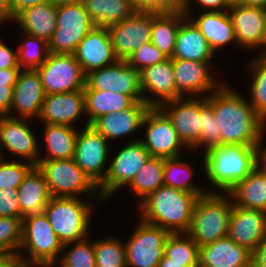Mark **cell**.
I'll use <instances>...</instances> for the list:
<instances>
[{
  "instance_id": "1",
  "label": "cell",
  "mask_w": 266,
  "mask_h": 267,
  "mask_svg": "<svg viewBox=\"0 0 266 267\" xmlns=\"http://www.w3.org/2000/svg\"><path fill=\"white\" fill-rule=\"evenodd\" d=\"M228 87L222 84L207 96V103L221 132V145H262L266 123L255 113L248 100Z\"/></svg>"
},
{
  "instance_id": "2",
  "label": "cell",
  "mask_w": 266,
  "mask_h": 267,
  "mask_svg": "<svg viewBox=\"0 0 266 267\" xmlns=\"http://www.w3.org/2000/svg\"><path fill=\"white\" fill-rule=\"evenodd\" d=\"M261 146L217 145L205 149L203 167L208 181L227 193L259 164Z\"/></svg>"
},
{
  "instance_id": "3",
  "label": "cell",
  "mask_w": 266,
  "mask_h": 267,
  "mask_svg": "<svg viewBox=\"0 0 266 267\" xmlns=\"http://www.w3.org/2000/svg\"><path fill=\"white\" fill-rule=\"evenodd\" d=\"M198 198L194 193L161 186L140 202L142 220L170 233H186Z\"/></svg>"
},
{
  "instance_id": "4",
  "label": "cell",
  "mask_w": 266,
  "mask_h": 267,
  "mask_svg": "<svg viewBox=\"0 0 266 267\" xmlns=\"http://www.w3.org/2000/svg\"><path fill=\"white\" fill-rule=\"evenodd\" d=\"M232 207L227 193L225 196V193L212 191L200 196L186 233L199 247L228 236Z\"/></svg>"
},
{
  "instance_id": "5",
  "label": "cell",
  "mask_w": 266,
  "mask_h": 267,
  "mask_svg": "<svg viewBox=\"0 0 266 267\" xmlns=\"http://www.w3.org/2000/svg\"><path fill=\"white\" fill-rule=\"evenodd\" d=\"M70 197H51L44 209L55 234L63 244V249L89 235L91 204Z\"/></svg>"
},
{
  "instance_id": "6",
  "label": "cell",
  "mask_w": 266,
  "mask_h": 267,
  "mask_svg": "<svg viewBox=\"0 0 266 267\" xmlns=\"http://www.w3.org/2000/svg\"><path fill=\"white\" fill-rule=\"evenodd\" d=\"M29 250L28 259L19 253L17 260L38 264L55 265L58 255L63 250V244L55 234L45 213L30 214L22 219V241L20 250Z\"/></svg>"
},
{
  "instance_id": "7",
  "label": "cell",
  "mask_w": 266,
  "mask_h": 267,
  "mask_svg": "<svg viewBox=\"0 0 266 267\" xmlns=\"http://www.w3.org/2000/svg\"><path fill=\"white\" fill-rule=\"evenodd\" d=\"M36 166L45 177L51 197L77 198V194L87 192L90 197L99 194L97 197L101 198L98 186L74 159L39 161Z\"/></svg>"
},
{
  "instance_id": "8",
  "label": "cell",
  "mask_w": 266,
  "mask_h": 267,
  "mask_svg": "<svg viewBox=\"0 0 266 267\" xmlns=\"http://www.w3.org/2000/svg\"><path fill=\"white\" fill-rule=\"evenodd\" d=\"M56 25L48 41L50 53L73 54L82 39L94 28L81 2L57 5Z\"/></svg>"
},
{
  "instance_id": "9",
  "label": "cell",
  "mask_w": 266,
  "mask_h": 267,
  "mask_svg": "<svg viewBox=\"0 0 266 267\" xmlns=\"http://www.w3.org/2000/svg\"><path fill=\"white\" fill-rule=\"evenodd\" d=\"M36 70L40 74L46 95L85 88L86 75L74 54L50 53L46 62Z\"/></svg>"
},
{
  "instance_id": "10",
  "label": "cell",
  "mask_w": 266,
  "mask_h": 267,
  "mask_svg": "<svg viewBox=\"0 0 266 267\" xmlns=\"http://www.w3.org/2000/svg\"><path fill=\"white\" fill-rule=\"evenodd\" d=\"M134 230L125 243L127 267H158L170 232L143 220Z\"/></svg>"
},
{
  "instance_id": "11",
  "label": "cell",
  "mask_w": 266,
  "mask_h": 267,
  "mask_svg": "<svg viewBox=\"0 0 266 267\" xmlns=\"http://www.w3.org/2000/svg\"><path fill=\"white\" fill-rule=\"evenodd\" d=\"M188 97L186 100L181 97L167 101L158 108L171 121L187 149H191L199 141L203 131V104L207 101V96L199 99Z\"/></svg>"
},
{
  "instance_id": "12",
  "label": "cell",
  "mask_w": 266,
  "mask_h": 267,
  "mask_svg": "<svg viewBox=\"0 0 266 267\" xmlns=\"http://www.w3.org/2000/svg\"><path fill=\"white\" fill-rule=\"evenodd\" d=\"M150 153L139 140L128 143L106 168V177L98 186L101 199L113 195L123 185H129L139 169L150 158Z\"/></svg>"
},
{
  "instance_id": "13",
  "label": "cell",
  "mask_w": 266,
  "mask_h": 267,
  "mask_svg": "<svg viewBox=\"0 0 266 267\" xmlns=\"http://www.w3.org/2000/svg\"><path fill=\"white\" fill-rule=\"evenodd\" d=\"M84 89L110 91L129 95L135 102L142 101L140 71L126 60H118L113 65L91 71L86 75Z\"/></svg>"
},
{
  "instance_id": "14",
  "label": "cell",
  "mask_w": 266,
  "mask_h": 267,
  "mask_svg": "<svg viewBox=\"0 0 266 267\" xmlns=\"http://www.w3.org/2000/svg\"><path fill=\"white\" fill-rule=\"evenodd\" d=\"M147 125L145 140H140L151 157L175 158L187 147L179 138L171 121L158 107H150L144 115L142 126Z\"/></svg>"
},
{
  "instance_id": "15",
  "label": "cell",
  "mask_w": 266,
  "mask_h": 267,
  "mask_svg": "<svg viewBox=\"0 0 266 267\" xmlns=\"http://www.w3.org/2000/svg\"><path fill=\"white\" fill-rule=\"evenodd\" d=\"M152 12L136 11L127 19L107 28L113 51L119 60L128 57L151 39Z\"/></svg>"
},
{
  "instance_id": "16",
  "label": "cell",
  "mask_w": 266,
  "mask_h": 267,
  "mask_svg": "<svg viewBox=\"0 0 266 267\" xmlns=\"http://www.w3.org/2000/svg\"><path fill=\"white\" fill-rule=\"evenodd\" d=\"M108 142L92 126L85 125L78 131L74 154L75 163L91 180L99 186L105 179L107 172L103 171L107 162Z\"/></svg>"
},
{
  "instance_id": "17",
  "label": "cell",
  "mask_w": 266,
  "mask_h": 267,
  "mask_svg": "<svg viewBox=\"0 0 266 267\" xmlns=\"http://www.w3.org/2000/svg\"><path fill=\"white\" fill-rule=\"evenodd\" d=\"M45 96L39 72L36 69H21L13 88L8 116L24 119L39 118ZM14 110L18 116H14Z\"/></svg>"
},
{
  "instance_id": "18",
  "label": "cell",
  "mask_w": 266,
  "mask_h": 267,
  "mask_svg": "<svg viewBox=\"0 0 266 267\" xmlns=\"http://www.w3.org/2000/svg\"><path fill=\"white\" fill-rule=\"evenodd\" d=\"M74 56L85 75L116 63V57L107 28L94 27L79 43Z\"/></svg>"
},
{
  "instance_id": "19",
  "label": "cell",
  "mask_w": 266,
  "mask_h": 267,
  "mask_svg": "<svg viewBox=\"0 0 266 267\" xmlns=\"http://www.w3.org/2000/svg\"><path fill=\"white\" fill-rule=\"evenodd\" d=\"M228 10L237 43L247 49L264 47L261 54H266V24L263 9L239 4L230 6Z\"/></svg>"
},
{
  "instance_id": "20",
  "label": "cell",
  "mask_w": 266,
  "mask_h": 267,
  "mask_svg": "<svg viewBox=\"0 0 266 267\" xmlns=\"http://www.w3.org/2000/svg\"><path fill=\"white\" fill-rule=\"evenodd\" d=\"M228 236L252 252L266 236V211L233 205Z\"/></svg>"
},
{
  "instance_id": "21",
  "label": "cell",
  "mask_w": 266,
  "mask_h": 267,
  "mask_svg": "<svg viewBox=\"0 0 266 267\" xmlns=\"http://www.w3.org/2000/svg\"><path fill=\"white\" fill-rule=\"evenodd\" d=\"M24 118L0 116V142L16 156H21L34 166L39 163V148L35 134Z\"/></svg>"
},
{
  "instance_id": "22",
  "label": "cell",
  "mask_w": 266,
  "mask_h": 267,
  "mask_svg": "<svg viewBox=\"0 0 266 267\" xmlns=\"http://www.w3.org/2000/svg\"><path fill=\"white\" fill-rule=\"evenodd\" d=\"M140 85L142 101L150 107H158L162 103L177 99L176 79L171 58L140 71ZM145 91L151 92L156 99L146 97Z\"/></svg>"
},
{
  "instance_id": "23",
  "label": "cell",
  "mask_w": 266,
  "mask_h": 267,
  "mask_svg": "<svg viewBox=\"0 0 266 267\" xmlns=\"http://www.w3.org/2000/svg\"><path fill=\"white\" fill-rule=\"evenodd\" d=\"M176 79L177 98L184 94L199 96L217 90L222 84L209 73V62L171 59ZM206 91V92H205ZM205 92V93H203Z\"/></svg>"
},
{
  "instance_id": "24",
  "label": "cell",
  "mask_w": 266,
  "mask_h": 267,
  "mask_svg": "<svg viewBox=\"0 0 266 267\" xmlns=\"http://www.w3.org/2000/svg\"><path fill=\"white\" fill-rule=\"evenodd\" d=\"M83 112H86L84 89L69 93L47 94L38 119L44 124L69 125L73 127Z\"/></svg>"
},
{
  "instance_id": "25",
  "label": "cell",
  "mask_w": 266,
  "mask_h": 267,
  "mask_svg": "<svg viewBox=\"0 0 266 267\" xmlns=\"http://www.w3.org/2000/svg\"><path fill=\"white\" fill-rule=\"evenodd\" d=\"M149 108L150 106L145 102L136 101L130 108L100 116L90 126L99 132L107 141L129 136L142 127L144 115Z\"/></svg>"
},
{
  "instance_id": "26",
  "label": "cell",
  "mask_w": 266,
  "mask_h": 267,
  "mask_svg": "<svg viewBox=\"0 0 266 267\" xmlns=\"http://www.w3.org/2000/svg\"><path fill=\"white\" fill-rule=\"evenodd\" d=\"M199 267H251V252L226 236L199 247Z\"/></svg>"
},
{
  "instance_id": "27",
  "label": "cell",
  "mask_w": 266,
  "mask_h": 267,
  "mask_svg": "<svg viewBox=\"0 0 266 267\" xmlns=\"http://www.w3.org/2000/svg\"><path fill=\"white\" fill-rule=\"evenodd\" d=\"M190 20H192L191 17H186L178 28L175 49L171 59L210 62L214 51L199 29Z\"/></svg>"
},
{
  "instance_id": "28",
  "label": "cell",
  "mask_w": 266,
  "mask_h": 267,
  "mask_svg": "<svg viewBox=\"0 0 266 267\" xmlns=\"http://www.w3.org/2000/svg\"><path fill=\"white\" fill-rule=\"evenodd\" d=\"M56 19L57 5L47 1L42 4L26 7L12 20L19 23L24 33L43 38L48 42L57 27Z\"/></svg>"
},
{
  "instance_id": "29",
  "label": "cell",
  "mask_w": 266,
  "mask_h": 267,
  "mask_svg": "<svg viewBox=\"0 0 266 267\" xmlns=\"http://www.w3.org/2000/svg\"><path fill=\"white\" fill-rule=\"evenodd\" d=\"M233 205L266 211V171L260 164L228 192Z\"/></svg>"
},
{
  "instance_id": "30",
  "label": "cell",
  "mask_w": 266,
  "mask_h": 267,
  "mask_svg": "<svg viewBox=\"0 0 266 267\" xmlns=\"http://www.w3.org/2000/svg\"><path fill=\"white\" fill-rule=\"evenodd\" d=\"M18 199L21 207V218L44 212L51 195L45 177L37 166H34L27 173L18 187Z\"/></svg>"
},
{
  "instance_id": "31",
  "label": "cell",
  "mask_w": 266,
  "mask_h": 267,
  "mask_svg": "<svg viewBox=\"0 0 266 267\" xmlns=\"http://www.w3.org/2000/svg\"><path fill=\"white\" fill-rule=\"evenodd\" d=\"M192 22L208 41L214 53L223 45L233 41L237 43L231 17L224 11H207Z\"/></svg>"
},
{
  "instance_id": "32",
  "label": "cell",
  "mask_w": 266,
  "mask_h": 267,
  "mask_svg": "<svg viewBox=\"0 0 266 267\" xmlns=\"http://www.w3.org/2000/svg\"><path fill=\"white\" fill-rule=\"evenodd\" d=\"M81 3L92 19L93 26L100 28L119 23L137 11L130 0H82Z\"/></svg>"
},
{
  "instance_id": "33",
  "label": "cell",
  "mask_w": 266,
  "mask_h": 267,
  "mask_svg": "<svg viewBox=\"0 0 266 267\" xmlns=\"http://www.w3.org/2000/svg\"><path fill=\"white\" fill-rule=\"evenodd\" d=\"M184 10L170 13L152 12V29L150 42L169 58L172 57L178 28L186 18Z\"/></svg>"
},
{
  "instance_id": "34",
  "label": "cell",
  "mask_w": 266,
  "mask_h": 267,
  "mask_svg": "<svg viewBox=\"0 0 266 267\" xmlns=\"http://www.w3.org/2000/svg\"><path fill=\"white\" fill-rule=\"evenodd\" d=\"M87 122L90 125L95 119L108 113H115L130 108L135 101L124 94L101 91L94 89H84Z\"/></svg>"
},
{
  "instance_id": "35",
  "label": "cell",
  "mask_w": 266,
  "mask_h": 267,
  "mask_svg": "<svg viewBox=\"0 0 266 267\" xmlns=\"http://www.w3.org/2000/svg\"><path fill=\"white\" fill-rule=\"evenodd\" d=\"M45 143L48 157L39 161L73 159L76 147L77 130L69 125L45 124Z\"/></svg>"
},
{
  "instance_id": "36",
  "label": "cell",
  "mask_w": 266,
  "mask_h": 267,
  "mask_svg": "<svg viewBox=\"0 0 266 267\" xmlns=\"http://www.w3.org/2000/svg\"><path fill=\"white\" fill-rule=\"evenodd\" d=\"M128 186L141 200L164 186V158L150 157Z\"/></svg>"
},
{
  "instance_id": "37",
  "label": "cell",
  "mask_w": 266,
  "mask_h": 267,
  "mask_svg": "<svg viewBox=\"0 0 266 267\" xmlns=\"http://www.w3.org/2000/svg\"><path fill=\"white\" fill-rule=\"evenodd\" d=\"M180 157L164 158V185L197 194L199 197L206 195L208 191L190 182L194 174L193 168L186 161H180Z\"/></svg>"
},
{
  "instance_id": "38",
  "label": "cell",
  "mask_w": 266,
  "mask_h": 267,
  "mask_svg": "<svg viewBox=\"0 0 266 267\" xmlns=\"http://www.w3.org/2000/svg\"><path fill=\"white\" fill-rule=\"evenodd\" d=\"M164 255L172 262L199 267V246L187 233H170L165 242Z\"/></svg>"
},
{
  "instance_id": "39",
  "label": "cell",
  "mask_w": 266,
  "mask_h": 267,
  "mask_svg": "<svg viewBox=\"0 0 266 267\" xmlns=\"http://www.w3.org/2000/svg\"><path fill=\"white\" fill-rule=\"evenodd\" d=\"M252 71L250 104L255 113L266 122V54H259L249 65Z\"/></svg>"
},
{
  "instance_id": "40",
  "label": "cell",
  "mask_w": 266,
  "mask_h": 267,
  "mask_svg": "<svg viewBox=\"0 0 266 267\" xmlns=\"http://www.w3.org/2000/svg\"><path fill=\"white\" fill-rule=\"evenodd\" d=\"M26 40L18 46V66L21 69H37L43 65L50 52L48 42L40 37L24 33Z\"/></svg>"
},
{
  "instance_id": "41",
  "label": "cell",
  "mask_w": 266,
  "mask_h": 267,
  "mask_svg": "<svg viewBox=\"0 0 266 267\" xmlns=\"http://www.w3.org/2000/svg\"><path fill=\"white\" fill-rule=\"evenodd\" d=\"M117 238L94 242L96 267H127L125 244Z\"/></svg>"
},
{
  "instance_id": "42",
  "label": "cell",
  "mask_w": 266,
  "mask_h": 267,
  "mask_svg": "<svg viewBox=\"0 0 266 267\" xmlns=\"http://www.w3.org/2000/svg\"><path fill=\"white\" fill-rule=\"evenodd\" d=\"M21 217H0V251L19 254L22 241Z\"/></svg>"
},
{
  "instance_id": "43",
  "label": "cell",
  "mask_w": 266,
  "mask_h": 267,
  "mask_svg": "<svg viewBox=\"0 0 266 267\" xmlns=\"http://www.w3.org/2000/svg\"><path fill=\"white\" fill-rule=\"evenodd\" d=\"M87 240L74 242L72 249L58 260L60 267H96L94 242Z\"/></svg>"
},
{
  "instance_id": "44",
  "label": "cell",
  "mask_w": 266,
  "mask_h": 267,
  "mask_svg": "<svg viewBox=\"0 0 266 267\" xmlns=\"http://www.w3.org/2000/svg\"><path fill=\"white\" fill-rule=\"evenodd\" d=\"M34 167L31 162H7L0 159V189H18L24 177Z\"/></svg>"
},
{
  "instance_id": "45",
  "label": "cell",
  "mask_w": 266,
  "mask_h": 267,
  "mask_svg": "<svg viewBox=\"0 0 266 267\" xmlns=\"http://www.w3.org/2000/svg\"><path fill=\"white\" fill-rule=\"evenodd\" d=\"M169 57L161 52L153 43L146 42L136 49L126 60L130 66L139 71L152 66L156 63L163 62Z\"/></svg>"
},
{
  "instance_id": "46",
  "label": "cell",
  "mask_w": 266,
  "mask_h": 267,
  "mask_svg": "<svg viewBox=\"0 0 266 267\" xmlns=\"http://www.w3.org/2000/svg\"><path fill=\"white\" fill-rule=\"evenodd\" d=\"M204 145L207 146L206 149L221 145V132L218 129L213 110L207 101L203 104V131L199 141L191 149H197Z\"/></svg>"
},
{
  "instance_id": "47",
  "label": "cell",
  "mask_w": 266,
  "mask_h": 267,
  "mask_svg": "<svg viewBox=\"0 0 266 267\" xmlns=\"http://www.w3.org/2000/svg\"><path fill=\"white\" fill-rule=\"evenodd\" d=\"M0 217H21L18 189H0Z\"/></svg>"
},
{
  "instance_id": "48",
  "label": "cell",
  "mask_w": 266,
  "mask_h": 267,
  "mask_svg": "<svg viewBox=\"0 0 266 267\" xmlns=\"http://www.w3.org/2000/svg\"><path fill=\"white\" fill-rule=\"evenodd\" d=\"M186 0H140V11L170 13L184 10Z\"/></svg>"
},
{
  "instance_id": "49",
  "label": "cell",
  "mask_w": 266,
  "mask_h": 267,
  "mask_svg": "<svg viewBox=\"0 0 266 267\" xmlns=\"http://www.w3.org/2000/svg\"><path fill=\"white\" fill-rule=\"evenodd\" d=\"M20 68L17 51H13L0 40V69Z\"/></svg>"
},
{
  "instance_id": "50",
  "label": "cell",
  "mask_w": 266,
  "mask_h": 267,
  "mask_svg": "<svg viewBox=\"0 0 266 267\" xmlns=\"http://www.w3.org/2000/svg\"><path fill=\"white\" fill-rule=\"evenodd\" d=\"M191 0H188L186 2V7L184 9L186 16L189 15V4ZM198 5H201L200 7H203L205 10L212 9L211 11H223L230 8V6L227 4L226 0H194Z\"/></svg>"
},
{
  "instance_id": "51",
  "label": "cell",
  "mask_w": 266,
  "mask_h": 267,
  "mask_svg": "<svg viewBox=\"0 0 266 267\" xmlns=\"http://www.w3.org/2000/svg\"><path fill=\"white\" fill-rule=\"evenodd\" d=\"M14 86L0 85V116L8 115L13 99Z\"/></svg>"
},
{
  "instance_id": "52",
  "label": "cell",
  "mask_w": 266,
  "mask_h": 267,
  "mask_svg": "<svg viewBox=\"0 0 266 267\" xmlns=\"http://www.w3.org/2000/svg\"><path fill=\"white\" fill-rule=\"evenodd\" d=\"M251 267H266V236L251 252Z\"/></svg>"
},
{
  "instance_id": "53",
  "label": "cell",
  "mask_w": 266,
  "mask_h": 267,
  "mask_svg": "<svg viewBox=\"0 0 266 267\" xmlns=\"http://www.w3.org/2000/svg\"><path fill=\"white\" fill-rule=\"evenodd\" d=\"M21 68L0 69V85L14 86Z\"/></svg>"
},
{
  "instance_id": "54",
  "label": "cell",
  "mask_w": 266,
  "mask_h": 267,
  "mask_svg": "<svg viewBox=\"0 0 266 267\" xmlns=\"http://www.w3.org/2000/svg\"><path fill=\"white\" fill-rule=\"evenodd\" d=\"M47 1L48 0H11V19L26 7L42 4Z\"/></svg>"
},
{
  "instance_id": "55",
  "label": "cell",
  "mask_w": 266,
  "mask_h": 267,
  "mask_svg": "<svg viewBox=\"0 0 266 267\" xmlns=\"http://www.w3.org/2000/svg\"><path fill=\"white\" fill-rule=\"evenodd\" d=\"M0 17L5 21L11 20V0H0Z\"/></svg>"
},
{
  "instance_id": "56",
  "label": "cell",
  "mask_w": 266,
  "mask_h": 267,
  "mask_svg": "<svg viewBox=\"0 0 266 267\" xmlns=\"http://www.w3.org/2000/svg\"><path fill=\"white\" fill-rule=\"evenodd\" d=\"M16 259L14 254L0 251V267H10Z\"/></svg>"
},
{
  "instance_id": "57",
  "label": "cell",
  "mask_w": 266,
  "mask_h": 267,
  "mask_svg": "<svg viewBox=\"0 0 266 267\" xmlns=\"http://www.w3.org/2000/svg\"><path fill=\"white\" fill-rule=\"evenodd\" d=\"M158 267H187L184 263L172 262V259L163 255Z\"/></svg>"
},
{
  "instance_id": "58",
  "label": "cell",
  "mask_w": 266,
  "mask_h": 267,
  "mask_svg": "<svg viewBox=\"0 0 266 267\" xmlns=\"http://www.w3.org/2000/svg\"><path fill=\"white\" fill-rule=\"evenodd\" d=\"M242 4L246 6L264 8L266 6V0H242Z\"/></svg>"
},
{
  "instance_id": "59",
  "label": "cell",
  "mask_w": 266,
  "mask_h": 267,
  "mask_svg": "<svg viewBox=\"0 0 266 267\" xmlns=\"http://www.w3.org/2000/svg\"><path fill=\"white\" fill-rule=\"evenodd\" d=\"M261 162H262V164H261ZM259 164L266 171V148L263 149L262 147H260V150H259Z\"/></svg>"
},
{
  "instance_id": "60",
  "label": "cell",
  "mask_w": 266,
  "mask_h": 267,
  "mask_svg": "<svg viewBox=\"0 0 266 267\" xmlns=\"http://www.w3.org/2000/svg\"><path fill=\"white\" fill-rule=\"evenodd\" d=\"M32 265H34V267L41 266L38 264L25 263L16 259L10 267H31Z\"/></svg>"
},
{
  "instance_id": "61",
  "label": "cell",
  "mask_w": 266,
  "mask_h": 267,
  "mask_svg": "<svg viewBox=\"0 0 266 267\" xmlns=\"http://www.w3.org/2000/svg\"><path fill=\"white\" fill-rule=\"evenodd\" d=\"M48 1L52 2L55 5L82 2V0H48Z\"/></svg>"
},
{
  "instance_id": "62",
  "label": "cell",
  "mask_w": 266,
  "mask_h": 267,
  "mask_svg": "<svg viewBox=\"0 0 266 267\" xmlns=\"http://www.w3.org/2000/svg\"><path fill=\"white\" fill-rule=\"evenodd\" d=\"M229 6L242 4V0H226Z\"/></svg>"
},
{
  "instance_id": "63",
  "label": "cell",
  "mask_w": 266,
  "mask_h": 267,
  "mask_svg": "<svg viewBox=\"0 0 266 267\" xmlns=\"http://www.w3.org/2000/svg\"><path fill=\"white\" fill-rule=\"evenodd\" d=\"M135 6L137 11H140V0H130Z\"/></svg>"
},
{
  "instance_id": "64",
  "label": "cell",
  "mask_w": 266,
  "mask_h": 267,
  "mask_svg": "<svg viewBox=\"0 0 266 267\" xmlns=\"http://www.w3.org/2000/svg\"><path fill=\"white\" fill-rule=\"evenodd\" d=\"M263 9V13H264V19H265V24H266V6Z\"/></svg>"
},
{
  "instance_id": "65",
  "label": "cell",
  "mask_w": 266,
  "mask_h": 267,
  "mask_svg": "<svg viewBox=\"0 0 266 267\" xmlns=\"http://www.w3.org/2000/svg\"><path fill=\"white\" fill-rule=\"evenodd\" d=\"M41 267H53V265H41Z\"/></svg>"
},
{
  "instance_id": "66",
  "label": "cell",
  "mask_w": 266,
  "mask_h": 267,
  "mask_svg": "<svg viewBox=\"0 0 266 267\" xmlns=\"http://www.w3.org/2000/svg\"><path fill=\"white\" fill-rule=\"evenodd\" d=\"M5 20L0 17V24L3 23Z\"/></svg>"
}]
</instances>
